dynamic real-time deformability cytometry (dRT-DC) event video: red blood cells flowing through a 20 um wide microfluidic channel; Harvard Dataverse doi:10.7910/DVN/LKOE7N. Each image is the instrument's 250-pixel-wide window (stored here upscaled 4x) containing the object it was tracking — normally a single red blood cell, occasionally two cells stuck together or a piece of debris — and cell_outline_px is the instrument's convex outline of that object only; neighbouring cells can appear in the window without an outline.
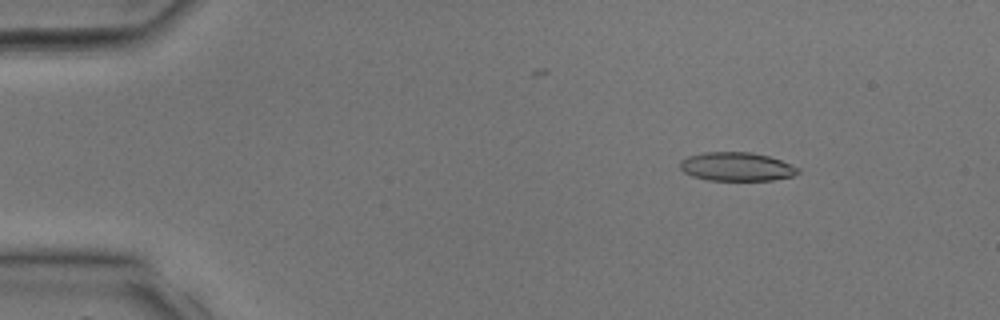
{"species": "common noctule bat (a hibernating species)", "species_latin": "Nyctalus noctula", "temperature_condition": "room temperature", "stored_images_in_passage": 9, "camera_frame_rate_fps": 3000, "um_per_image_px": 0.085, "animal": {"sex": "male", "body_mass_g": 17.9, "forearm_length_mm": 54.2}, "frame": {"image": 1, "passage_image": 4, "time_ms": 1.0, "image_size_px": [1000, 320], "cell_outline_px": [[800, 172], [792, 176], [772, 180], [708, 180], [692, 176], [684, 172], [680, 168], [680, 160], [688, 156], [704, 152], [752, 152], [768, 156], [780, 160], [800, 168]], "centroid_in_image_um": [62.6, 14.16], "position_along_channel_um": 22.4, "area_um2": 19.71}}